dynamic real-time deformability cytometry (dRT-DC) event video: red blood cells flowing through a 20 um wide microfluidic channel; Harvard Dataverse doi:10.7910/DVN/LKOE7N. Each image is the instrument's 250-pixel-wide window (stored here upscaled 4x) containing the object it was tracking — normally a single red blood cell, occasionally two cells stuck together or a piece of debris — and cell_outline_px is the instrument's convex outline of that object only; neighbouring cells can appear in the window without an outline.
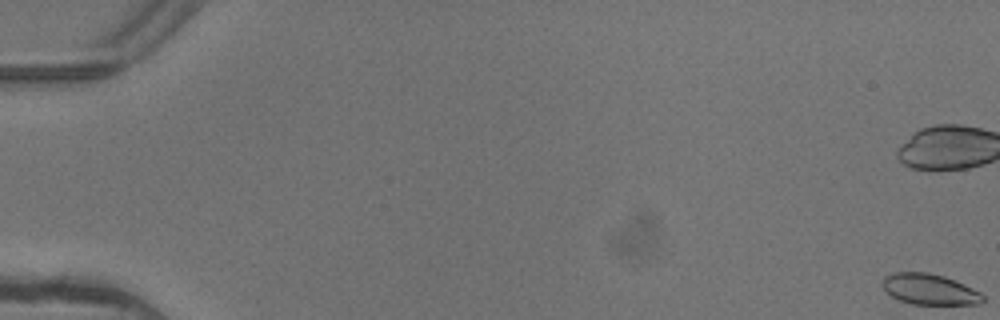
{"species": "common noctule bat (a hibernating species)", "species_latin": "Nyctalus noctula", "temperature_condition": "warm", "stored_images_in_passage": 5, "camera_frame_rate_fps": 3000, "um_per_image_px": 0.085, "animal": {"sex": "female"}, "frame": {"image": 1, "passage_image": 1, "time_ms": 0.0, "image_size_px": [1000, 320], "cell_outline_px": [[984, 300], [980, 304], [912, 304], [900, 300], [884, 292], [880, 284], [884, 276], [892, 272], [928, 272], [944, 276], [964, 284], [980, 292], [984, 296]], "centroid_in_image_um": [78.96, 24.58], "position_along_channel_um": 6.0, "area_um2": 18.21}}